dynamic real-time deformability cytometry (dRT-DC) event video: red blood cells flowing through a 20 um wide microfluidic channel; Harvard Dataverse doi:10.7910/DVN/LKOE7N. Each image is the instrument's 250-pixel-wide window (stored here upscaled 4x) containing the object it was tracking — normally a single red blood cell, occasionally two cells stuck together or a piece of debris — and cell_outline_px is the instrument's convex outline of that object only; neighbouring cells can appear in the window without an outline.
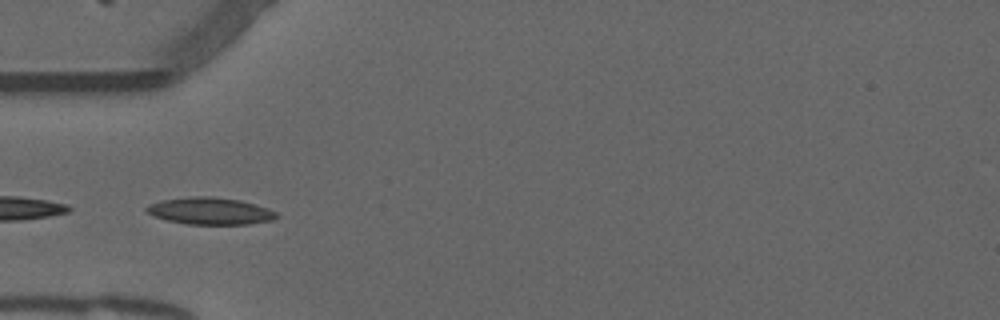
{"species": "common noctule bat (a hibernating species)", "species_latin": "Nyctalus noctula", "temperature_condition": "warm", "stored_images_in_passage": 11, "camera_frame_rate_fps": 3000, "um_per_image_px": 0.085, "animal": {"sex": "male", "forearm_length_mm": 52.5}, "frame": {"image": 1, "passage_image": 2, "time_ms": 0.333, "image_size_px": [1000, 320], "cell_outline_px": [[280, 216], [272, 220], [248, 224], [188, 224], [168, 220], [152, 216], [144, 208], [148, 204], [160, 200], [188, 196], [212, 196], [240, 200], [268, 208], [276, 212]], "centroid_in_image_um": [17.84, 17.92], "position_along_channel_um": 67.2, "area_um2": 20.58}}
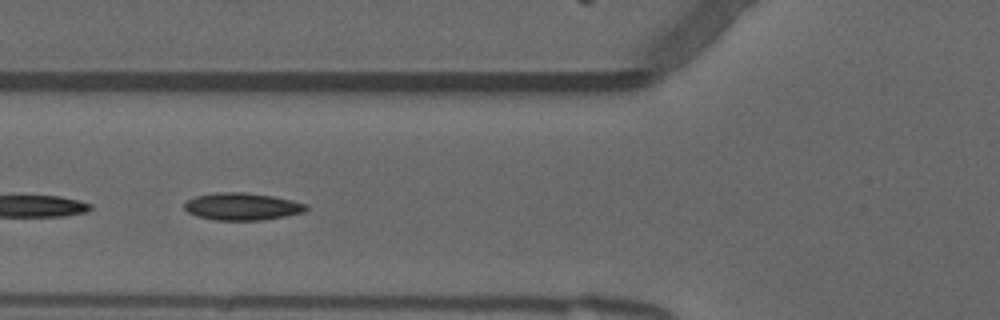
{"frame": {"image": 2, "passage_image": 5, "time_ms": 1.333, "image_size_px": [1000, 320], "cell_outline_px": [[308, 208], [304, 212], [284, 216], [260, 220], [212, 220], [196, 216], [188, 212], [184, 208], [184, 204], [188, 200], [196, 196], [216, 192], [244, 192], [272, 196], [292, 200], [308, 204]], "centroid_in_image_um": [20.57, 17.55], "position_along_channel_um": 105.2, "area_um2": 19.36}}